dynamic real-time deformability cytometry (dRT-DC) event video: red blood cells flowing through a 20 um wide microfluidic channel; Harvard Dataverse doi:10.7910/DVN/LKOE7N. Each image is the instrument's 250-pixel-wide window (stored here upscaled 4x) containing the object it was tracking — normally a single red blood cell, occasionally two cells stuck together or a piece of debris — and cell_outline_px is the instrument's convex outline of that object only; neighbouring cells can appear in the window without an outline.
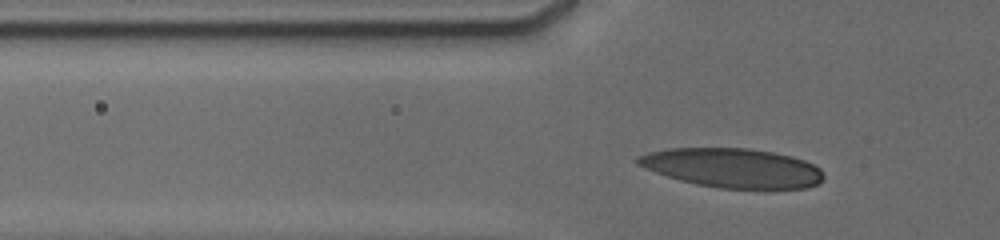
{"species": "human", "species_latin": "Homo sapiens", "temperature_condition": "cold", "stored_images_in_passage": 16, "camera_frame_rate_fps": 3000, "um_per_image_px": 0.085, "donor": {"sex": "male"}, "frame": {"image": 1, "passage_image": 8, "time_ms": 2.0, "image_size_px": [1000, 240], "cell_outline_px": [[824, 176], [816, 184], [808, 188], [720, 188], [696, 184], [680, 180], [656, 172], [636, 164], [636, 156], [648, 152], [668, 148], [748, 148], [772, 152], [792, 156], [804, 160], [820, 168]], "centroid_in_image_um": [62.25, 14.26], "position_along_channel_um": 63.6, "area_um2": 42.31}}
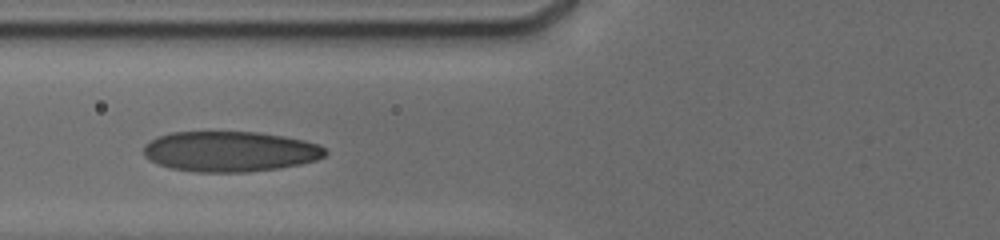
{"frame": {"image": 2, "passage_image": 15, "time_ms": 3.333, "image_size_px": [1000, 240], "cell_outline_px": [[328, 152], [324, 156], [316, 160], [300, 164], [280, 168], [248, 172], [196, 172], [172, 168], [156, 164], [148, 160], [144, 156], [144, 144], [156, 136], [172, 132], [260, 132], [284, 136], [304, 140], [320, 144]], "centroid_in_image_um": [19.54, 12.87], "position_along_channel_um": 106.3, "area_um2": 43.12}}